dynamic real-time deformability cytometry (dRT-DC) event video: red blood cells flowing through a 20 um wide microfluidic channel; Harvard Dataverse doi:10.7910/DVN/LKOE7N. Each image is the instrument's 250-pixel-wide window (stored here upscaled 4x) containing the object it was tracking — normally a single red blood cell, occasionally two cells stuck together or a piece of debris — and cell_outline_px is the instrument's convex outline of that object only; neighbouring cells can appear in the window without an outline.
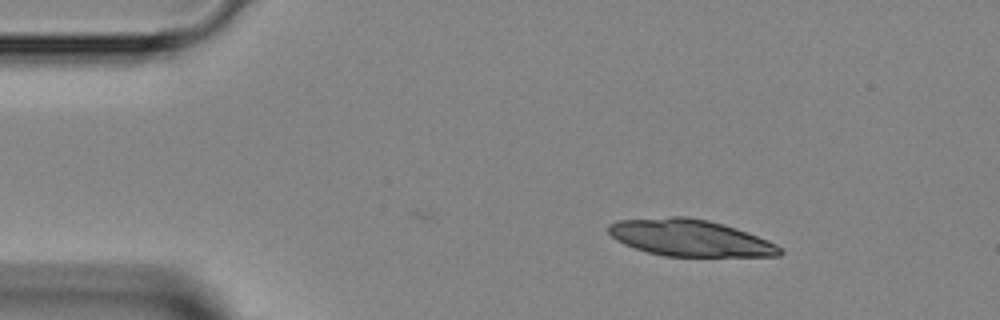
{"species": "Egyptian fruit bat (a non-hibernating species)", "species_latin": "Rousettus aegyptiacus", "temperature_condition": "room temperature", "stored_images_in_passage": 6, "camera_frame_rate_fps": 3000, "um_per_image_px": 0.085, "animal": {"sex": "female"}, "frame": {"image": 1, "passage_image": 1, "time_ms": 0.0, "image_size_px": [1000, 320], "cell_outline_px": [[784, 252], [780, 256], [664, 256], [648, 252], [624, 244], [616, 240], [608, 232], [608, 224], [616, 220], [668, 216], [688, 216], [708, 220], [724, 224], [736, 228], [768, 240], [776, 244]], "centroid_in_image_um": [58.63, 20.21], "position_along_channel_um": 26.4, "area_um2": 36.76}}
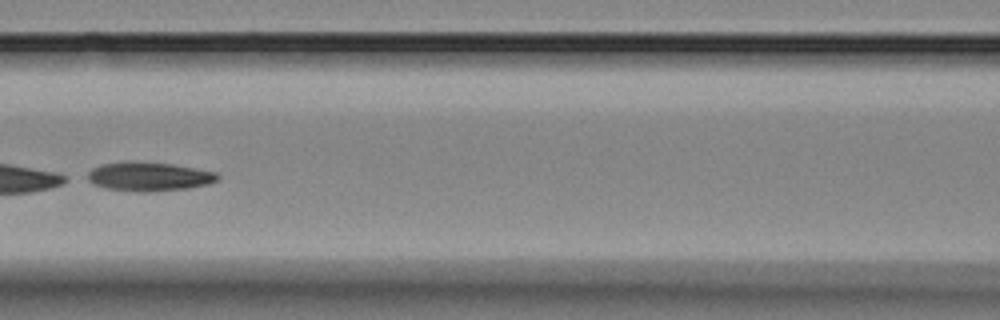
{"frame": {"image": 2, "passage_image": 5, "time_ms": 4.667, "image_size_px": [1000, 320], "cell_outline_px": [[220, 180], [208, 184], [188, 188], [152, 192], [136, 192], [104, 188], [92, 184], [84, 180], [80, 176], [92, 168], [100, 164], [172, 164], [196, 168], [216, 172], [220, 176]], "centroid_in_image_um": [12.61, 15.06], "position_along_channel_um": 154.0, "area_um2": 21.79}}
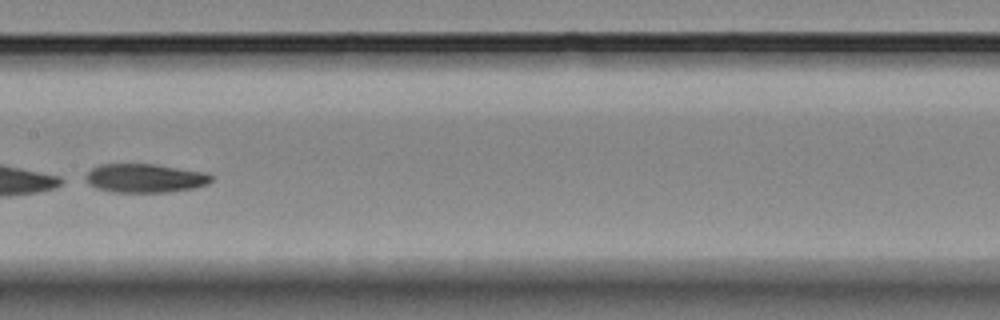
{"frame": {"image": 3, "passage_image": 6, "time_ms": 5.667, "image_size_px": [1000, 320], "cell_outline_px": [[212, 180], [208, 184], [192, 188], [168, 192], [112, 192], [96, 188], [88, 184], [84, 176], [92, 168], [100, 164], [156, 164], [208, 172], [212, 176]], "centroid_in_image_um": [12.33, 15.14], "position_along_channel_um": 195.1, "area_um2": 21.27}}